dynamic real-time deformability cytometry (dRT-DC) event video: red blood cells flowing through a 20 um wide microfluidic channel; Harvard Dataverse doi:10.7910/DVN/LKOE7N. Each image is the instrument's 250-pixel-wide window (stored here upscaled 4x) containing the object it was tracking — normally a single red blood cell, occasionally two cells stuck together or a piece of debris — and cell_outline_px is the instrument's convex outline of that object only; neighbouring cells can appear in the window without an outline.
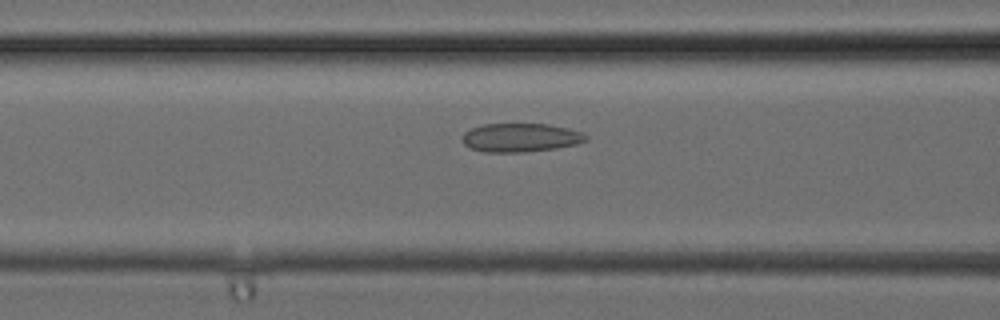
{"species": "common noctule bat (a hibernating species)", "species_latin": "Nyctalus noctula", "temperature_condition": "cold", "stored_images_in_passage": 32, "camera_frame_rate_fps": 3000, "um_per_image_px": 0.085, "animal": {"sex": "female", "body_mass_g": 24.6, "forearm_length_mm": 56.2}, "frame": {"image": 1, "passage_image": 13, "time_ms": 4.0, "image_size_px": [1000, 320], "cell_outline_px": [[588, 140], [576, 144], [556, 148], [524, 152], [484, 152], [472, 148], [464, 144], [464, 132], [472, 128], [484, 124], [548, 124], [568, 128], [580, 132], [588, 136]], "centroid_in_image_um": [44.27, 11.69], "position_along_channel_um": 122.3, "area_um2": 20.46}}
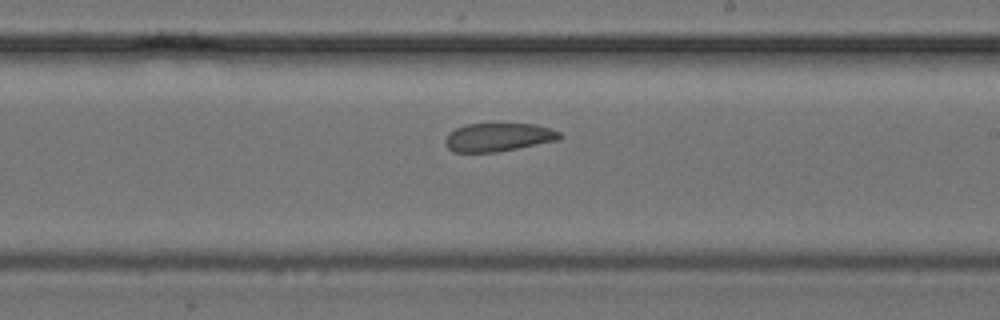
{"frame": {"image": 2, "passage_image": 19, "time_ms": 6.0, "image_size_px": [1000, 320], "cell_outline_px": [[564, 136], [560, 140], [496, 152], [452, 152], [444, 144], [444, 140], [448, 132], [464, 124], [536, 124], [560, 132]], "centroid_in_image_um": [42.34, 11.66], "position_along_channel_um": 246.7, "area_um2": 19.07}}
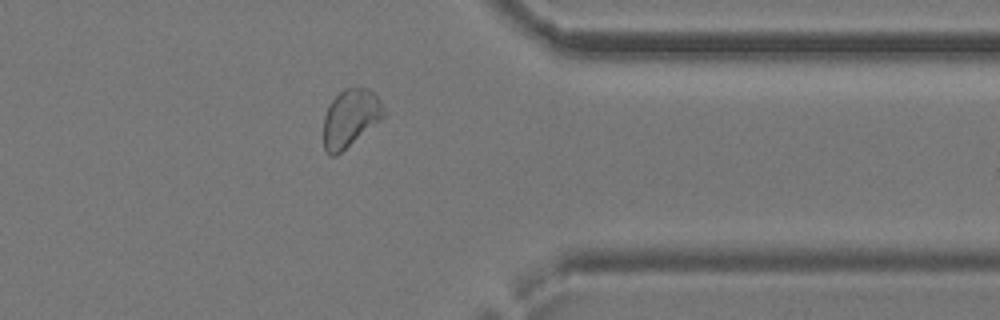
{"frame": {"image": 3, "passage_image": 26, "time_ms": 8.333, "image_size_px": [1000, 320], "cell_outline_px": [[384, 116], [380, 120], [336, 156], [328, 156], [324, 148], [324, 116], [332, 100], [344, 88], [368, 88], [380, 100], [384, 108]], "centroid_in_image_um": [29.76, 10.05], "position_along_channel_um": 381.6, "area_um2": 19.88}}